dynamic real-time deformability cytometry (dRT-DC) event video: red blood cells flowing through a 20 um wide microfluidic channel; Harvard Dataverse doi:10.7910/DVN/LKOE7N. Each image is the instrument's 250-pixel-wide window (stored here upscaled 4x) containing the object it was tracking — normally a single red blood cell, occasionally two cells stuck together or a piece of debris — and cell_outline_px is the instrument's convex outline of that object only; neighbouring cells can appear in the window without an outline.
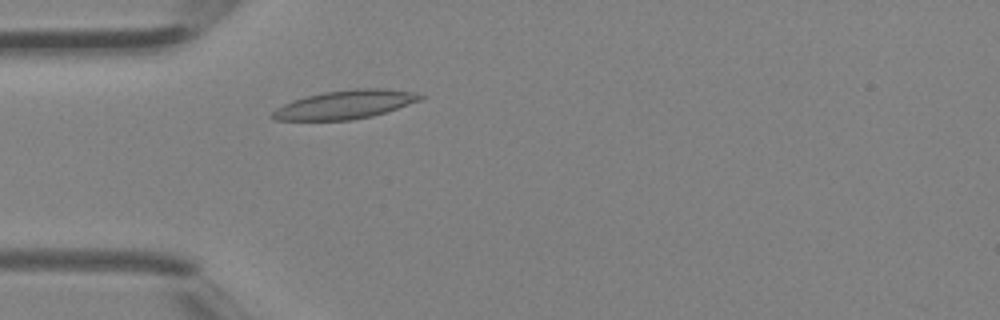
{"species": "Egyptian fruit bat (a non-hibernating species)", "species_latin": "Rousettus aegyptiacus", "temperature_condition": "room temperature", "stored_images_in_passage": 3, "camera_frame_rate_fps": 3000, "um_per_image_px": 0.085, "animal": {"sex": "female"}, "frame": {"image": 1, "passage_image": 3, "time_ms": 0.667, "image_size_px": [1000, 320], "cell_outline_px": [[424, 96], [420, 100], [372, 116], [352, 120], [272, 120], [268, 116], [276, 108], [292, 100], [324, 92], [356, 88], [384, 88], [416, 92]], "centroid_in_image_um": [29.29, 8.89], "position_along_channel_um": 55.7, "area_um2": 24.57}}